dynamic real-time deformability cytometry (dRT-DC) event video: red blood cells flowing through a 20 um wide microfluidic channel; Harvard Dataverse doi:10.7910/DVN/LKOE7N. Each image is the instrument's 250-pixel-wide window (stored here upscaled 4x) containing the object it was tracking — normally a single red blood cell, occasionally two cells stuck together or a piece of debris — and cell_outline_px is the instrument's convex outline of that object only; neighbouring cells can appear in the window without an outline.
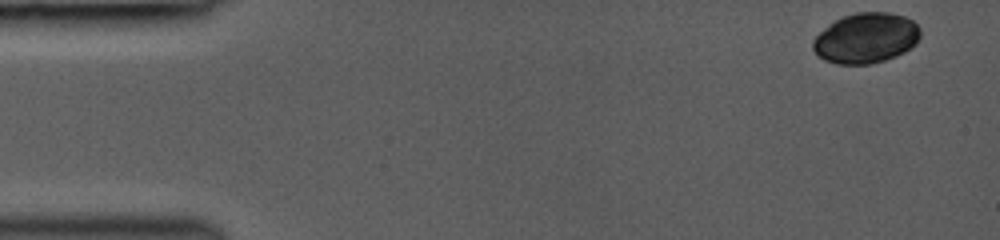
{"species": "common noctule bat (a hibernating species)", "species_latin": "Nyctalus noctula", "temperature_condition": "room temperature", "stored_images_in_passage": 44, "camera_frame_rate_fps": 3000, "um_per_image_px": 0.085, "animal": {"sex": "female", "body_mass_g": 19.0, "forearm_length_mm": 53.3}, "frame": {"image": 1, "passage_image": 1, "time_ms": 0.0, "image_size_px": [1000, 240], "cell_outline_px": [[920, 36], [916, 44], [912, 48], [896, 56], [884, 60], [868, 64], [836, 64], [824, 60], [812, 48], [812, 40], [828, 24], [844, 16], [856, 12], [888, 12], [904, 16], [912, 20], [920, 28]], "centroid_in_image_um": [73.62, 3.24], "position_along_channel_um": 11.4, "area_um2": 31.5}}